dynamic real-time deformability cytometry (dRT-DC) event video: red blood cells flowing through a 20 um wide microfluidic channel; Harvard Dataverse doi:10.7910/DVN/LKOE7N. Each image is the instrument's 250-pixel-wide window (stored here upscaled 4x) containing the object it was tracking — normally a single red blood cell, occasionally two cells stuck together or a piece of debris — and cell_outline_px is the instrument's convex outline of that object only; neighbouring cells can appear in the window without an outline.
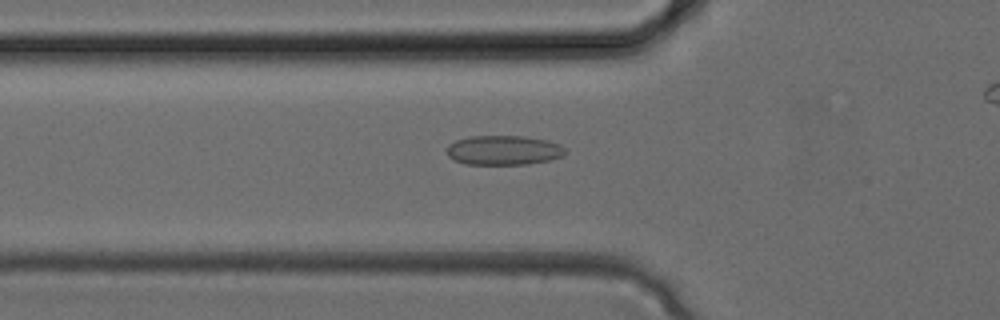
{"species": "common noctule bat (a hibernating species)", "species_latin": "Nyctalus noctula", "temperature_condition": "cold", "stored_images_in_passage": 30, "camera_frame_rate_fps": 3000, "um_per_image_px": 0.085, "animal": {"sex": "female", "body_mass_g": 24.6, "forearm_length_mm": 56.2}, "frame": {"image": 1, "passage_image": 12, "time_ms": 3.667, "image_size_px": [1000, 320], "cell_outline_px": [[564, 156], [548, 160], [528, 164], [464, 164], [452, 160], [448, 156], [448, 144], [456, 140], [468, 136], [524, 136], [548, 140], [560, 144], [564, 148]], "centroid_in_image_um": [42.79, 12.76], "position_along_channel_um": 83.0, "area_um2": 20.46}}
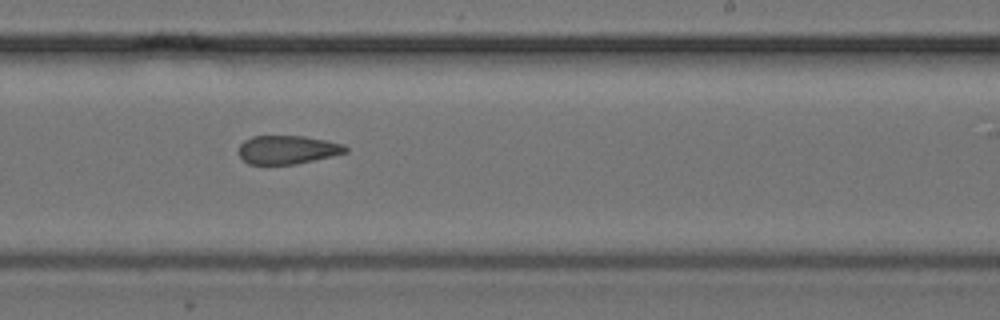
{"frame": {"image": 2, "passage_image": 21, "time_ms": 6.667, "image_size_px": [1000, 320], "cell_outline_px": [[348, 152], [332, 156], [296, 164], [248, 164], [240, 156], [240, 144], [244, 140], [252, 136], [304, 136], [344, 144], [348, 148]], "centroid_in_image_um": [24.45, 12.72], "position_along_channel_um": 264.5, "area_um2": 17.69}}
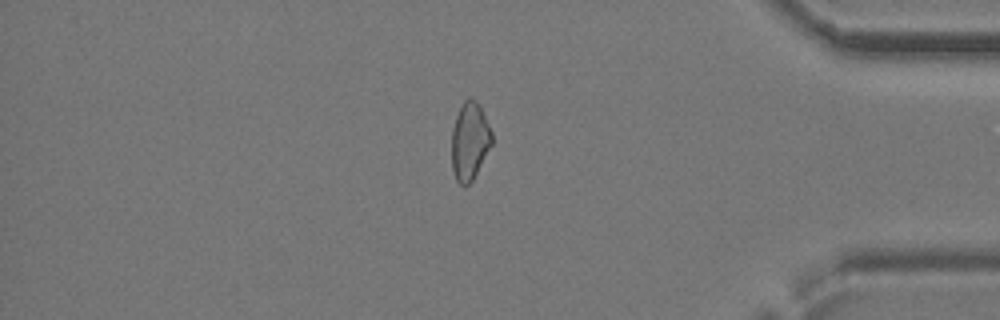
{"frame": {"image": 3, "passage_image": 29, "time_ms": 9.333, "image_size_px": [1000, 320], "cell_outline_px": [[492, 144], [472, 180], [468, 184], [460, 184], [456, 180], [452, 168], [452, 128], [456, 116], [464, 100], [468, 96], [476, 100], [480, 104], [492, 132]], "centroid_in_image_um": [39.93, 11.95], "position_along_channel_um": 395.3, "area_um2": 18.15}}